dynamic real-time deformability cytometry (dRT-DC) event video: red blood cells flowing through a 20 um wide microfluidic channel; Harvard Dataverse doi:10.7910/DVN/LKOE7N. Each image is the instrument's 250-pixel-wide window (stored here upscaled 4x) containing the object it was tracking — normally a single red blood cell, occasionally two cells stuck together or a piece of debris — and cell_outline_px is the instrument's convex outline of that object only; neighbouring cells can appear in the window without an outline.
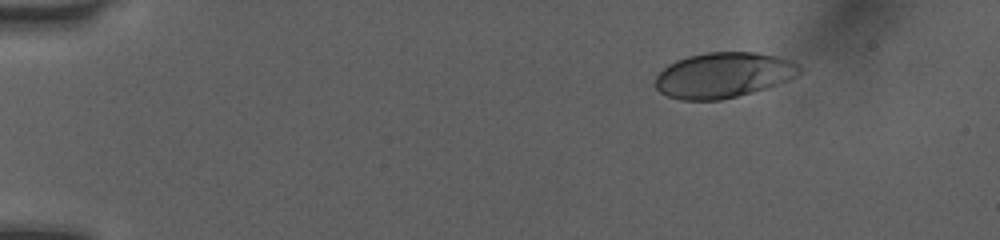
{"species": "human", "species_latin": "Homo sapiens", "temperature_condition": "room temperature", "stored_images_in_passage": 45, "camera_frame_rate_fps": 3000, "um_per_image_px": 0.085, "donor": {"sex": "female"}, "frame": {"image": 1, "passage_image": 1, "time_ms": 0.0, "image_size_px": [1000, 240], "cell_outline_px": [[804, 72], [788, 80], [752, 92], [720, 100], [680, 100], [668, 96], [660, 92], [656, 88], [656, 76], [668, 64], [676, 60], [688, 56], [708, 52], [756, 52], [776, 56], [792, 60], [804, 68]], "centroid_in_image_um": [61.52, 6.37], "position_along_channel_um": 23.5, "area_um2": 38.21}}
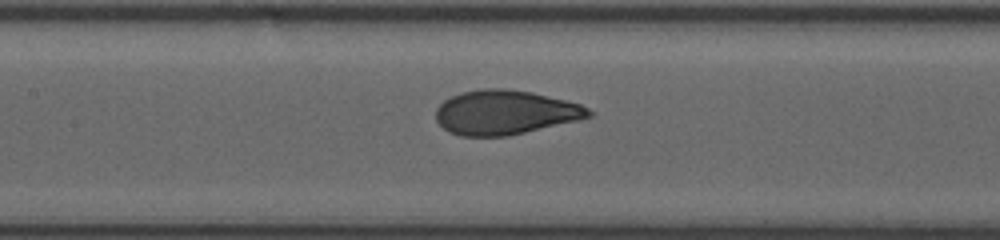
{"frame": {"image": 2, "passage_image": 19, "time_ms": 6.0, "image_size_px": [1000, 240], "cell_outline_px": [[592, 116], [580, 120], [508, 136], [460, 136], [448, 132], [436, 120], [436, 108], [444, 100], [460, 92], [484, 88], [504, 88], [532, 92], [580, 104], [588, 108], [592, 112]], "centroid_in_image_um": [42.92, 9.56], "position_along_channel_um": 164.5, "area_um2": 39.59}}
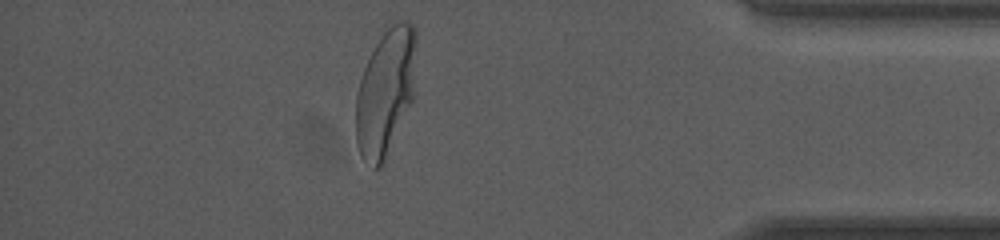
{"frame": {"image": 3, "passage_image": 39, "time_ms": 12.667, "image_size_px": [1000, 240], "cell_outline_px": [[416, 44], [412, 100], [380, 168], [372, 168], [360, 156], [356, 144], [356, 96], [360, 80], [364, 68], [376, 44], [384, 32], [396, 20], [408, 20], [416, 28]], "centroid_in_image_um": [32.75, 7.8], "position_along_channel_um": 402.4, "area_um2": 44.04}, "authors_computed_cell_mechanics": {"area_um2": 39.9976, "velocity_mm_per_s": 4.0599, "shape_relaxation_time_tau1_ms": 4.6298, "shape_relaxation_time_tau2_ms": null, "deformation_change_tau1": 0.2087, "deformation_change_tau2": null}}